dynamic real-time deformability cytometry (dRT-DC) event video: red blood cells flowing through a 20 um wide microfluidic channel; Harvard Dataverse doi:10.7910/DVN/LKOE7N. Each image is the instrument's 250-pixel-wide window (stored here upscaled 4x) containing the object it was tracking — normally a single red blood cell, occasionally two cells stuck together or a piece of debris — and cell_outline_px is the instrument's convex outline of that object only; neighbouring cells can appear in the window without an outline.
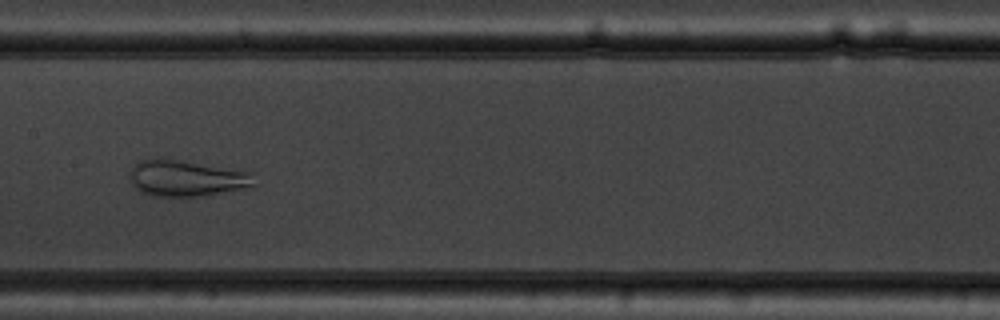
{"species": "common noctule bat (a hibernating species)", "species_latin": "Nyctalus noctula", "temperature_condition": "warm", "stored_images_in_passage": 54, "camera_frame_rate_fps": 3000, "um_per_image_px": 0.085, "animal": {"sex": "male", "body_mass_g": 19.5, "forearm_length_mm": 54.6}, "frame": {"image": 1, "passage_image": 28, "time_ms": 9.0, "image_size_px": [1000, 320], "cell_outline_px": [[256, 184], [244, 188], [200, 196], [152, 196], [140, 192], [132, 184], [128, 176], [132, 168], [140, 160], [156, 156], [160, 156], [252, 172]], "centroid_in_image_um": [15.79, 15.12], "position_along_channel_um": 191.6, "area_um2": 26.65}}
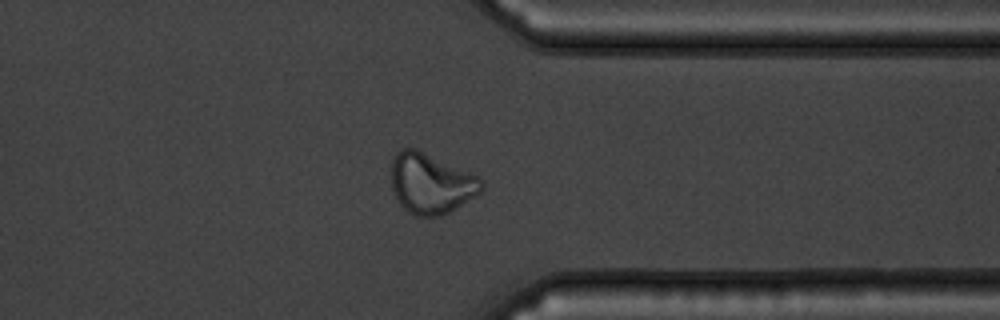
{"frame": {"image": 2, "passage_image": 43, "time_ms": 14.0, "image_size_px": [1000, 320], "cell_outline_px": [[484, 188], [480, 192], [448, 212], [440, 216], [416, 216], [408, 212], [400, 204], [392, 188], [392, 156], [400, 148], [416, 148], [468, 172], [484, 180]], "centroid_in_image_um": [36.6, 15.58], "position_along_channel_um": 374.8, "area_um2": 31.39}}
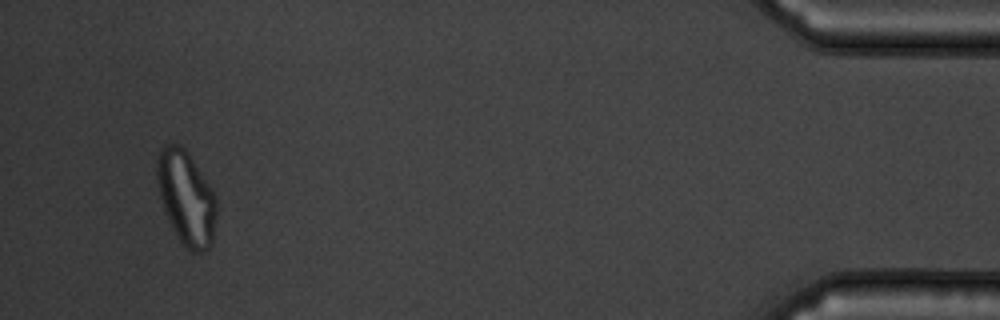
{"frame": {"image": 3, "passage_image": 52, "time_ms": 17.0, "image_size_px": [1000, 320], "cell_outline_px": [[216, 216], [212, 244], [208, 248], [200, 252], [192, 252], [176, 236], [168, 220], [160, 200], [156, 180], [156, 160], [160, 148], [164, 144], [180, 144], [188, 152], [216, 196]], "centroid_in_image_um": [15.8, 16.79], "position_along_channel_um": 419.4, "area_um2": 32.71}}